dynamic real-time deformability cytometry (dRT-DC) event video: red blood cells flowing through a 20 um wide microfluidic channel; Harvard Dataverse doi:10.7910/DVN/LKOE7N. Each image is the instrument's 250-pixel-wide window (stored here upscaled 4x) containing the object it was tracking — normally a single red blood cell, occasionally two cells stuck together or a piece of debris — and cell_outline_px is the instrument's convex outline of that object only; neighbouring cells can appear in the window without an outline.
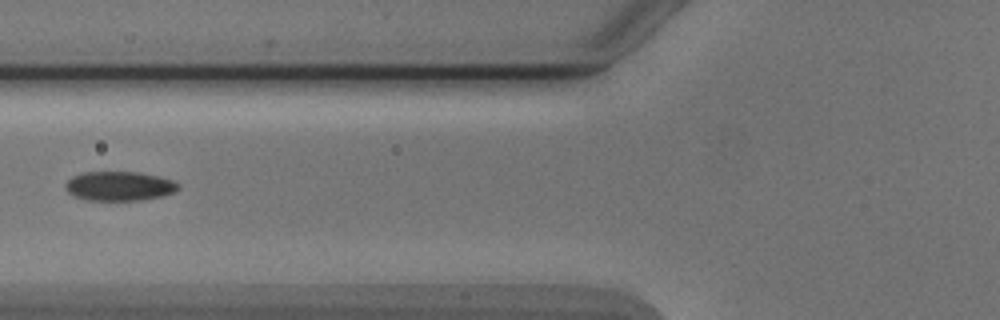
{"species": "Egyptian fruit bat (a non-hibernating species)", "species_latin": "Rousettus aegyptiacus", "temperature_condition": "cold", "stored_images_in_passage": 2, "camera_frame_rate_fps": 3000, "um_per_image_px": 0.085, "animal": {"sex": "male"}, "frame": {"image": 1, "passage_image": 2, "time_ms": 2.0, "image_size_px": [1000, 320], "cell_outline_px": [[180, 188], [172, 192], [160, 196], [140, 200], [88, 200], [72, 196], [64, 188], [64, 184], [72, 176], [84, 172], [140, 172], [160, 176], [172, 180], [180, 184]], "centroid_in_image_um": [10.11, 15.81], "position_along_channel_um": 115.7, "area_um2": 19.36}}